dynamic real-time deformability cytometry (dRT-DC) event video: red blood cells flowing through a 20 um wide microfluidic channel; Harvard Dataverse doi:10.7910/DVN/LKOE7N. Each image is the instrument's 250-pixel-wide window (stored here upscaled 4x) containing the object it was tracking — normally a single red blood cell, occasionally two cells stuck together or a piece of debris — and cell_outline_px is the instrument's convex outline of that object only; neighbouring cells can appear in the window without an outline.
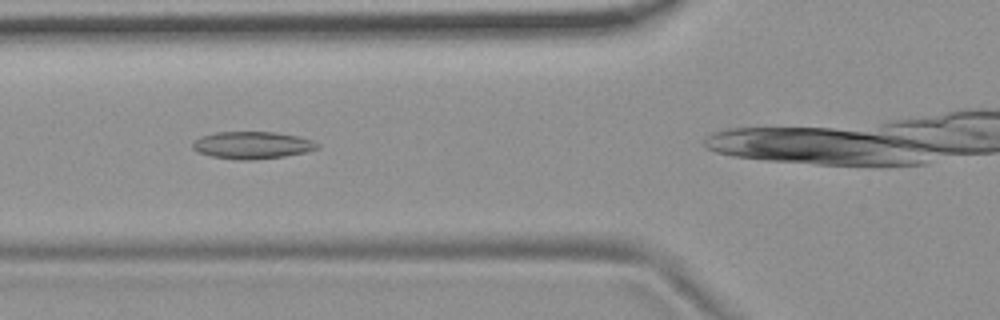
{"species": "common noctule bat (a hibernating species)", "species_latin": "Nyctalus noctula", "temperature_condition": "room temperature", "stored_images_in_passage": 15, "camera_frame_rate_fps": 3000, "um_per_image_px": 0.085, "animal": {"sex": "female", "body_mass_g": 19.9}, "frame": {"image": 1, "passage_image": 3, "time_ms": 2.333, "image_size_px": [1000, 320], "cell_outline_px": [[320, 148], [308, 152], [284, 156], [252, 160], [236, 160], [212, 156], [196, 152], [192, 148], [192, 144], [196, 140], [204, 136], [216, 132], [276, 132], [296, 136], [312, 140], [320, 144]], "centroid_in_image_um": [21.47, 12.35], "position_along_channel_um": 104.3, "area_um2": 19.83}}